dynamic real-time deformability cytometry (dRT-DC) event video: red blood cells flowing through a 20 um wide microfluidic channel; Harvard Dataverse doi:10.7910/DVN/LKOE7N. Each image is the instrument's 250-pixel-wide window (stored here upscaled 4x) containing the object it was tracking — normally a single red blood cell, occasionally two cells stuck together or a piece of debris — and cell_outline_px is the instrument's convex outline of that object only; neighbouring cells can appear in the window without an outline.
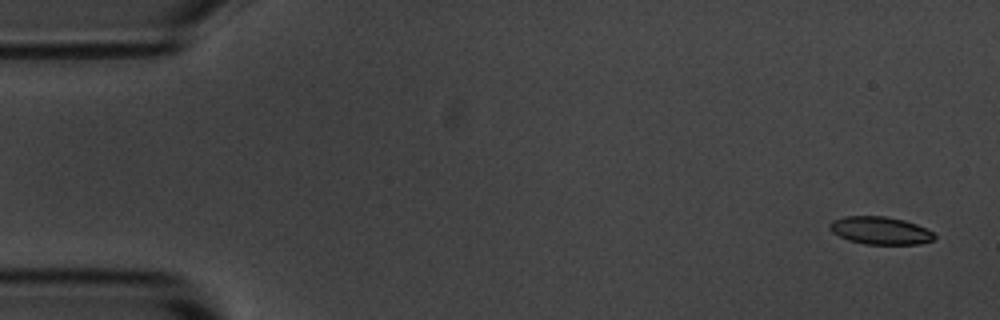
{"species": "common noctule bat (a hibernating species)", "species_latin": "Nyctalus noctula", "temperature_condition": "room temperature", "stored_images_in_passage": 4, "camera_frame_rate_fps": 3000, "um_per_image_px": 0.085, "animal": {"sex": "male", "body_mass_g": 20.1, "forearm_length_mm": 53.5}, "frame": {"image": 1, "passage_image": 1, "time_ms": 0.0, "image_size_px": [1000, 320], "cell_outline_px": [[936, 236], [932, 240], [920, 244], [864, 244], [848, 240], [832, 232], [828, 228], [828, 224], [832, 220], [844, 216], [884, 216], [904, 220], [916, 224], [932, 232]], "centroid_in_image_um": [74.78, 19.59], "position_along_channel_um": 10.2, "area_um2": 16.88}}